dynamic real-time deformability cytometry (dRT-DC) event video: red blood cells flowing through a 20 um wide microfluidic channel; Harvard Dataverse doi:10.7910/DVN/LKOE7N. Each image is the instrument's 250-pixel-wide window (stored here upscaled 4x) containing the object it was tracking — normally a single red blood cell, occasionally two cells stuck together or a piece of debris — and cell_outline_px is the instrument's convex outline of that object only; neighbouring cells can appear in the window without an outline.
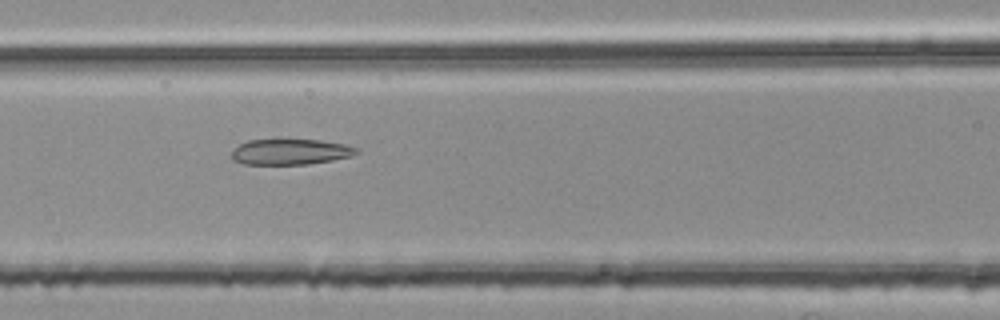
{"species": "common noctule bat (a hibernating species)", "species_latin": "Nyctalus noctula", "temperature_condition": "room temperature", "stored_images_in_passage": 34, "camera_frame_rate_fps": 3000, "um_per_image_px": 0.085, "animal": {"sex": "female", "body_mass_g": 25.1}, "frame": {"image": 1, "passage_image": 7, "time_ms": 2.0, "image_size_px": [1000, 320], "cell_outline_px": [[360, 152], [352, 156], [332, 160], [308, 164], [244, 164], [232, 160], [232, 148], [248, 140], [320, 140], [344, 144], [360, 148]], "centroid_in_image_um": [24.7, 12.91], "position_along_channel_um": 141.9, "area_um2": 18.73}}
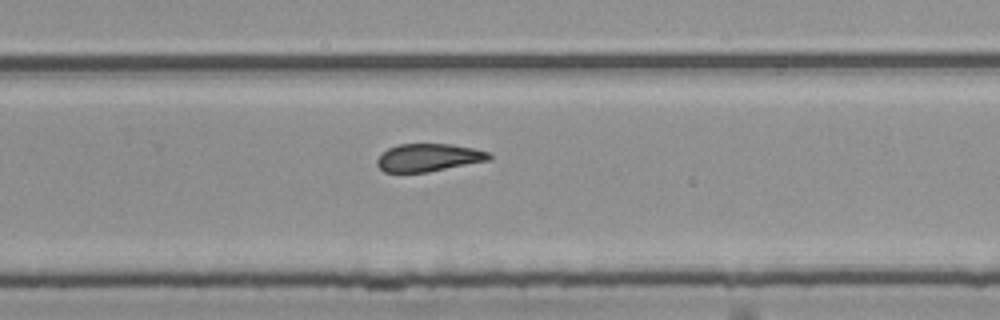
{"frame": {"image": 2, "passage_image": 19, "time_ms": 6.0, "image_size_px": [1000, 320], "cell_outline_px": [[492, 160], [428, 172], [384, 172], [376, 164], [376, 160], [388, 148], [400, 144], [452, 144], [476, 148], [492, 152]], "centroid_in_image_um": [36.51, 13.39], "position_along_channel_um": 293.3, "area_um2": 18.38}}
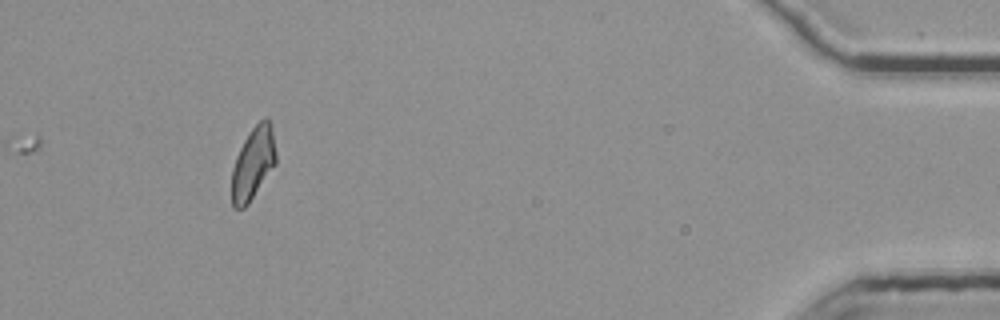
{"frame": {"image": 3, "passage_image": 34, "time_ms": 11.0, "image_size_px": [1000, 320], "cell_outline_px": [[276, 164], [248, 204], [244, 208], [232, 208], [232, 168], [236, 156], [244, 140], [252, 128], [264, 116], [268, 116], [272, 124], [276, 152]], "centroid_in_image_um": [21.53, 13.85], "position_along_channel_um": 413.7, "area_um2": 18.84}, "authors_computed_cell_mechanics": {"area_um2": 19.074, "velocity_mm_per_s": 3.8041, "shape_relaxation_time_tau1_ms": null, "shape_relaxation_time_tau2_ms": 2.6837, "deformation_change_tau1": null, "deformation_change_tau2": 0.0904}}